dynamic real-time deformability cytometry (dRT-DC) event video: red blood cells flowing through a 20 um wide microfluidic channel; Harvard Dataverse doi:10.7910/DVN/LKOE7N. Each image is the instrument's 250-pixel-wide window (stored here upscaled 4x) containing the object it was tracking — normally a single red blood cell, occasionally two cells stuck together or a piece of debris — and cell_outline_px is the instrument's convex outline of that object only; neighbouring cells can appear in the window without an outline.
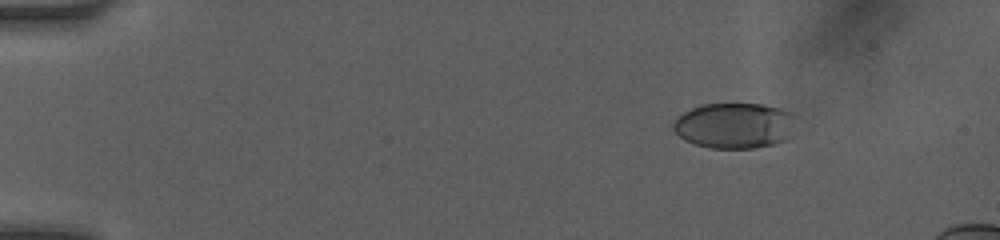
{"species": "human", "species_latin": "Homo sapiens", "temperature_condition": "room temperature", "stored_images_in_passage": 11, "camera_frame_rate_fps": 3000, "um_per_image_px": 0.085, "donor": {"sex": "female"}, "frame": {"image": 1, "passage_image": 3, "time_ms": 2.0, "image_size_px": [1000, 240], "cell_outline_px": [[796, 116], [792, 136], [784, 140], [772, 144], [756, 148], [708, 148], [684, 140], [672, 128], [672, 120], [676, 116], [700, 104], [764, 104], [780, 108], [792, 112]], "centroid_in_image_um": [62.44, 10.66], "position_along_channel_um": 22.6, "area_um2": 33.06}}
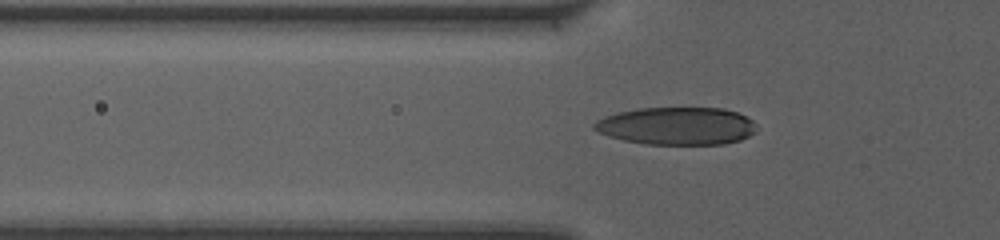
{"frame": {"image": 2, "passage_image": 10, "time_ms": 5.667, "image_size_px": [1000, 240], "cell_outline_px": [[756, 132], [740, 140], [724, 144], [644, 144], [624, 140], [608, 136], [592, 128], [592, 124], [596, 120], [604, 116], [616, 112], [636, 108], [724, 108], [736, 112], [752, 120]], "centroid_in_image_um": [57.48, 10.7], "position_along_channel_um": 68.3, "area_um2": 35.72}}